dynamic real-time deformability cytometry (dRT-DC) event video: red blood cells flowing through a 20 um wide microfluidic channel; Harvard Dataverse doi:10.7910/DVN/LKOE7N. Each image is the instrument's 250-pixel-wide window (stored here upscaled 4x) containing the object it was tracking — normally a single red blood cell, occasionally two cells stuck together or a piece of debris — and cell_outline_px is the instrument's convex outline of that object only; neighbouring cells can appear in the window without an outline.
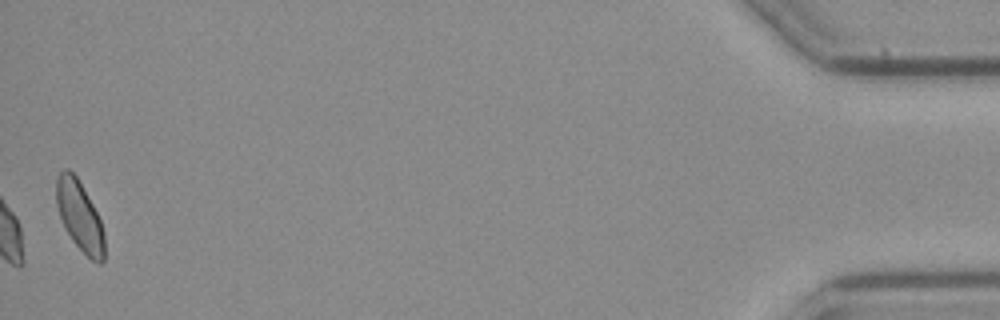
{"species": "common noctule bat (a hibernating species)", "species_latin": "Nyctalus noctula", "temperature_condition": "cold", "stored_images_in_passage": 51, "camera_frame_rate_fps": 3000, "um_per_image_px": 0.085, "animal": {"sex": "female", "body_mass_g": 21.9}, "frame": {"image": 1, "passage_image": 51, "time_ms": 16.667, "image_size_px": [1000, 320], "cell_outline_px": [[104, 260], [100, 264], [96, 264], [72, 240], [64, 228], [56, 204], [56, 176], [64, 168], [68, 168], [76, 176], [92, 204], [100, 220], [104, 232]], "centroid_in_image_um": [6.76, 18.36], "position_along_channel_um": 428.4, "area_um2": 19.42}, "authors_computed_cell_mechanics": {"area_um2": 19.4208, "velocity_mm_per_s": 3.9007, "shape_relaxation_time_tau1_ms": null, "shape_relaxation_time_tau2_ms": 3.4279, "deformation_change_tau1": null, "deformation_change_tau2": 0.0522}}